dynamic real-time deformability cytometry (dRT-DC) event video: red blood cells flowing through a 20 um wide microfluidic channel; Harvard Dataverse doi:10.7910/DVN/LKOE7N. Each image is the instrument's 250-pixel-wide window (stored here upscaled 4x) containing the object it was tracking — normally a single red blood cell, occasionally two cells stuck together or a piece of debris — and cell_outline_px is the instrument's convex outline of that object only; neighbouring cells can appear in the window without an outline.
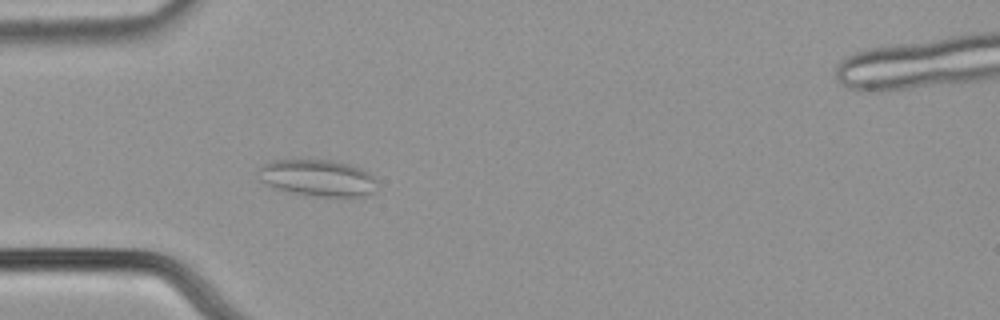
{"species": "common noctule bat (a hibernating species)", "species_latin": "Nyctalus noctula", "temperature_condition": "cold", "stored_images_in_passage": 40, "camera_frame_rate_fps": 3000, "um_per_image_px": 0.085, "animal": {"sex": "male", "body_mass_g": 21.5, "forearm_length_mm": 52.0}, "frame": {"image": 1, "passage_image": 2, "time_ms": 0.333, "image_size_px": [1000, 320], "cell_outline_px": [[376, 180], [372, 192], [364, 196], [316, 196], [288, 192], [272, 188], [264, 184], [260, 180], [260, 168], [264, 164], [272, 160], [332, 160], [352, 164], [368, 172]], "centroid_in_image_um": [26.97, 15.12], "position_along_channel_um": 58.0, "area_um2": 25.26}}
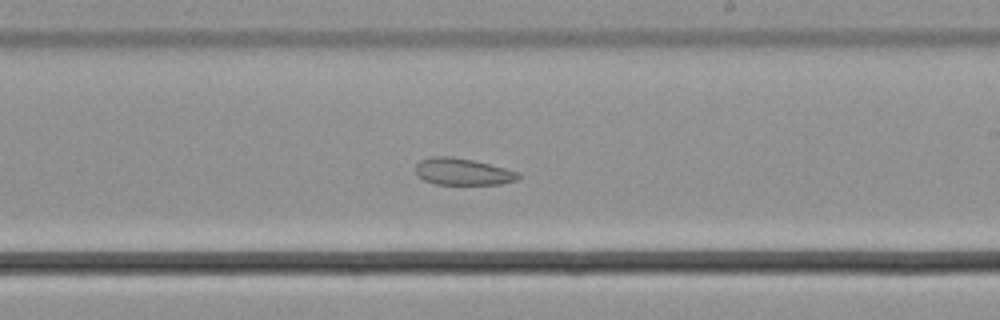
{"frame": {"image": 2, "passage_image": 18, "time_ms": 5.667, "image_size_px": [1000, 320], "cell_outline_px": [[520, 176], [516, 180], [500, 184], [436, 184], [424, 180], [416, 176], [416, 164], [420, 160], [432, 156], [452, 156], [472, 160], [520, 172]], "centroid_in_image_um": [39.29, 14.59], "position_along_channel_um": 249.7, "area_um2": 16.01}}
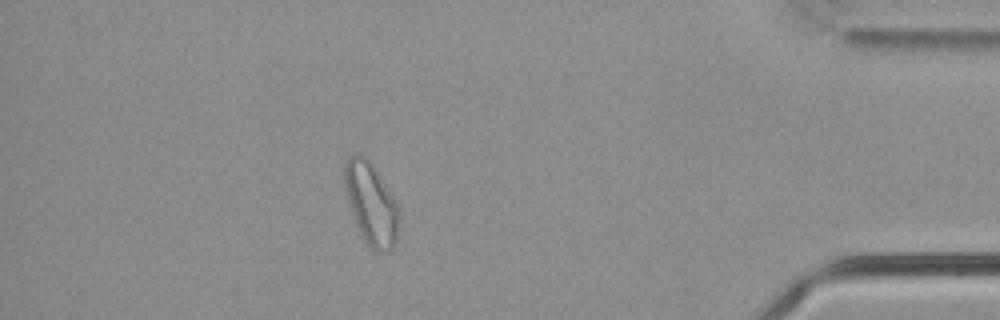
{"frame": {"image": 3, "passage_image": 34, "time_ms": 11.0, "image_size_px": [1000, 320], "cell_outline_px": [[400, 216], [396, 240], [392, 248], [380, 252], [376, 252], [368, 244], [360, 232], [356, 224], [344, 188], [344, 164], [348, 156], [364, 156], [372, 164], [400, 208]], "centroid_in_image_um": [31.55, 17.32], "position_along_channel_um": 403.6, "area_um2": 25.61}, "authors_computed_cell_mechanics": {"area_um2": 18.6694, "velocity_mm_per_s": 3.73, "shape_relaxation_time_tau1_ms": null, "shape_relaxation_time_tau2_ms": 4.0517, "deformation_change_tau1": null, "deformation_change_tau2": 0.0859}}